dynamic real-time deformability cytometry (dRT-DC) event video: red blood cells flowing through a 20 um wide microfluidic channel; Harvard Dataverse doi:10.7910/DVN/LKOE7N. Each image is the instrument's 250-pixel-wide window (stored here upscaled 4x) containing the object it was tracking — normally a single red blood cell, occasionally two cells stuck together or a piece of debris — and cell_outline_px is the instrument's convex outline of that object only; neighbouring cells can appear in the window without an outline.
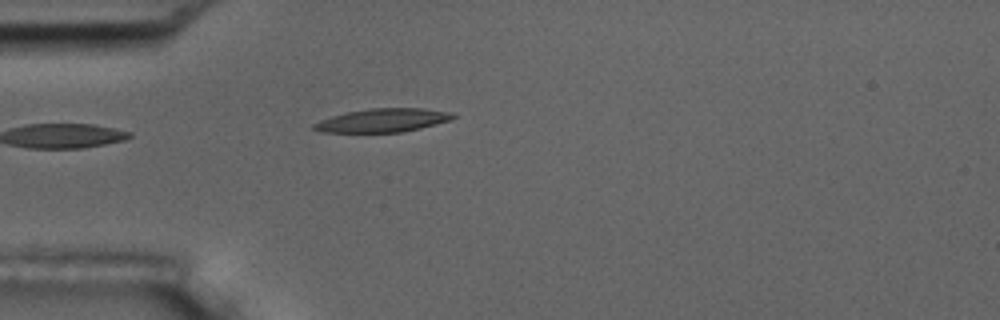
{"species": "common noctule bat (a hibernating species)", "species_latin": "Nyctalus noctula", "temperature_condition": "room temperature", "stored_images_in_passage": 2, "camera_frame_rate_fps": 3000, "um_per_image_px": 0.085, "animal": {"sex": "male", "body_mass_g": 17.5, "forearm_length_mm": 52.3}, "frame": {"image": 1, "passage_image": 2, "time_ms": 1.0, "image_size_px": [1000, 320], "cell_outline_px": [[456, 116], [452, 120], [420, 128], [400, 132], [320, 132], [312, 128], [312, 124], [320, 120], [332, 116], [348, 112], [372, 108], [420, 108], [452, 112]], "centroid_in_image_um": [32.54, 10.23], "position_along_channel_um": 52.5, "area_um2": 18.96}}